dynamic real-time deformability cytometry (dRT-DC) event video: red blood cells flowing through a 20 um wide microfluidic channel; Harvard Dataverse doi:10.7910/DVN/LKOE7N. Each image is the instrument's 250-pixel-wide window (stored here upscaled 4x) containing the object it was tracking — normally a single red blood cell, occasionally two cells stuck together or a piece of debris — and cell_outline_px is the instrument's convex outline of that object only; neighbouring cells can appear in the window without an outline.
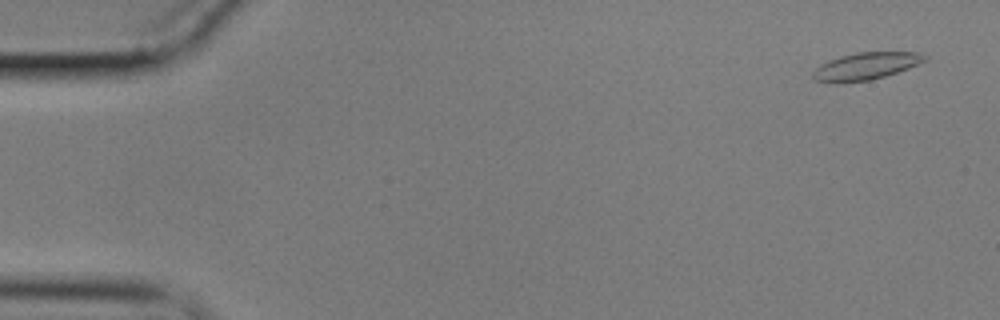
{"species": "common noctule bat (a hibernating species)", "species_latin": "Nyctalus noctula", "temperature_condition": "cold", "stored_images_in_passage": 8, "camera_frame_rate_fps": 3000, "um_per_image_px": 0.085, "animal": {"sex": "male", "body_mass_g": 17.9}, "frame": {"image": 1, "passage_image": 3, "time_ms": 0.667, "image_size_px": [1000, 320], "cell_outline_px": [[928, 60], [908, 68], [884, 76], [868, 80], [844, 84], [812, 80], [812, 72], [816, 68], [828, 60], [840, 56], [856, 52], [920, 52], [928, 56]], "centroid_in_image_um": [73.58, 5.63], "position_along_channel_um": 11.4, "area_um2": 17.92}}